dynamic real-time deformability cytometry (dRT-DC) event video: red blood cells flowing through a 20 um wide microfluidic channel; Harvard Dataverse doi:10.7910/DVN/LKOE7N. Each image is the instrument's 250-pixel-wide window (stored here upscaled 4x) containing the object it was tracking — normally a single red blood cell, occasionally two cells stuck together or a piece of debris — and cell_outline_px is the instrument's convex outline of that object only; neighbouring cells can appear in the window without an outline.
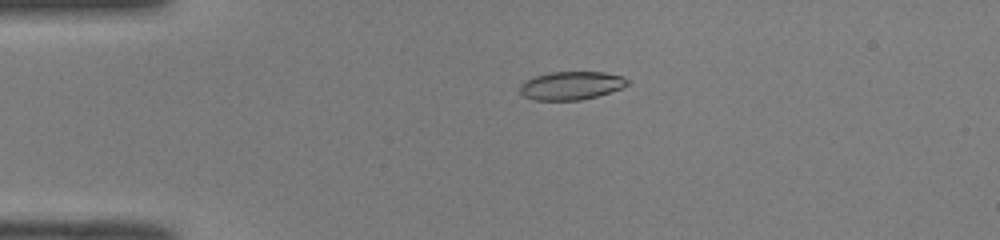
{"species": "common noctule bat (a hibernating species)", "species_latin": "Nyctalus noctula", "temperature_condition": "room temperature", "stored_images_in_passage": 50, "camera_frame_rate_fps": 3000, "um_per_image_px": 0.085, "animal": {"sex": "male", "body_mass_g": 19.0, "forearm_length_mm": 50.8}, "frame": {"image": 1, "passage_image": 12, "time_ms": 3.667, "image_size_px": [1000, 240], "cell_outline_px": [[628, 84], [620, 88], [596, 96], [580, 100], [536, 100], [524, 96], [520, 92], [520, 84], [536, 76], [552, 72], [604, 72], [620, 76], [628, 80]], "centroid_in_image_um": [48.53, 7.27], "position_along_channel_um": 36.5, "area_um2": 17.34}}
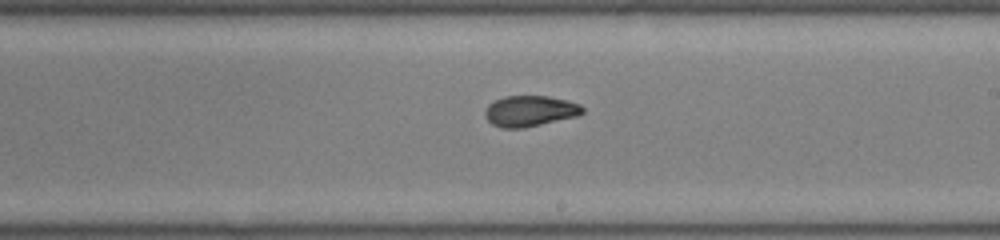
{"frame": {"image": 2, "passage_image": 30, "time_ms": 9.667, "image_size_px": [1000, 240], "cell_outline_px": [[584, 112], [576, 116], [524, 128], [500, 128], [492, 124], [488, 120], [484, 112], [488, 104], [504, 96], [548, 96], [580, 104], [584, 108]], "centroid_in_image_um": [45.02, 9.44], "position_along_channel_um": 244.0, "area_um2": 17.4}}
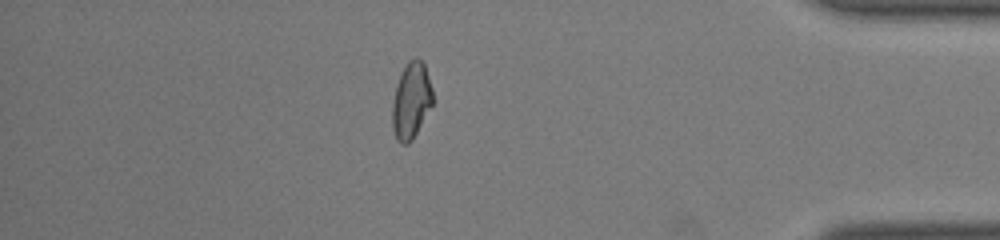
{"frame": {"image": 3, "passage_image": 44, "time_ms": 14.333, "image_size_px": [1000, 240], "cell_outline_px": [[432, 104], [412, 140], [408, 144], [400, 144], [396, 140], [392, 128], [392, 104], [396, 84], [400, 72], [408, 60], [416, 56], [424, 64], [432, 88]], "centroid_in_image_um": [34.92, 8.54], "position_along_channel_um": 400.3, "area_um2": 18.03}, "authors_computed_cell_mechanics": {"area_um2": 17.6579, "velocity_mm_per_s": 4.0982, "shape_relaxation_time_tau1_ms": 6.0683, "shape_relaxation_time_tau2_ms": 1.2906, "deformation_change_tau1": 0.2079, "deformation_change_tau2": 0.0602}}